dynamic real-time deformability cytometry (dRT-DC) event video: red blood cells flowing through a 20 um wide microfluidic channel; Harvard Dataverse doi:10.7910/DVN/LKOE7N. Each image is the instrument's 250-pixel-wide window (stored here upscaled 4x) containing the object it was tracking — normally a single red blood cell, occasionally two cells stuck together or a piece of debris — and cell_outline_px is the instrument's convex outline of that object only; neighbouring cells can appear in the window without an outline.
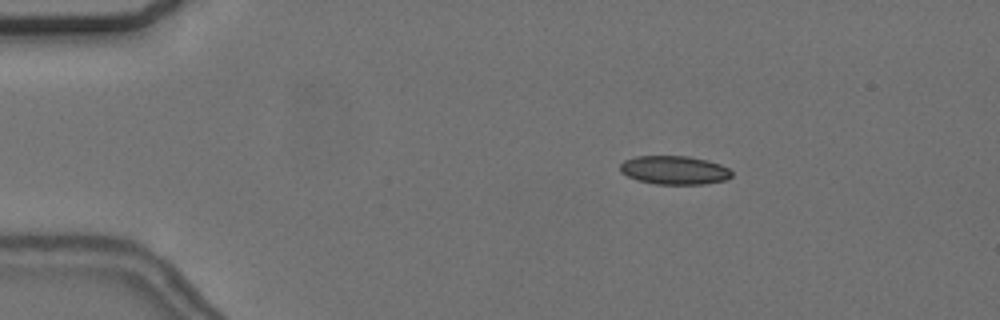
{"species": "common noctule bat (a hibernating species)", "species_latin": "Nyctalus noctula", "temperature_condition": "cold", "stored_images_in_passage": 56, "camera_frame_rate_fps": 3000, "um_per_image_px": 0.085, "animal": {"sex": "female", "body_mass_g": 24.6, "forearm_length_mm": 56.2}, "frame": {"image": 1, "passage_image": 10, "time_ms": 3.0, "image_size_px": [1000, 320], "cell_outline_px": [[732, 176], [728, 180], [704, 184], [656, 184], [636, 180], [620, 172], [620, 164], [624, 160], [636, 156], [688, 156], [708, 160], [720, 164], [728, 168], [732, 172]], "centroid_in_image_um": [57.33, 14.46], "position_along_channel_um": 27.7, "area_um2": 18.79}}
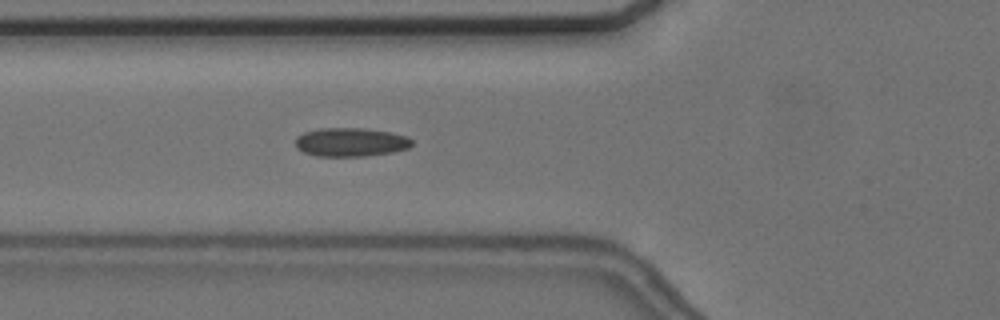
{"frame": {"image": 2, "passage_image": 21, "time_ms": 6.667, "image_size_px": [1000, 320], "cell_outline_px": [[412, 144], [408, 148], [392, 152], [364, 156], [316, 156], [304, 152], [296, 148], [296, 136], [304, 132], [320, 128], [364, 128], [388, 132], [408, 136], [412, 140]], "centroid_in_image_um": [29.79, 12.08], "position_along_channel_um": 96.0, "area_um2": 19.48}}
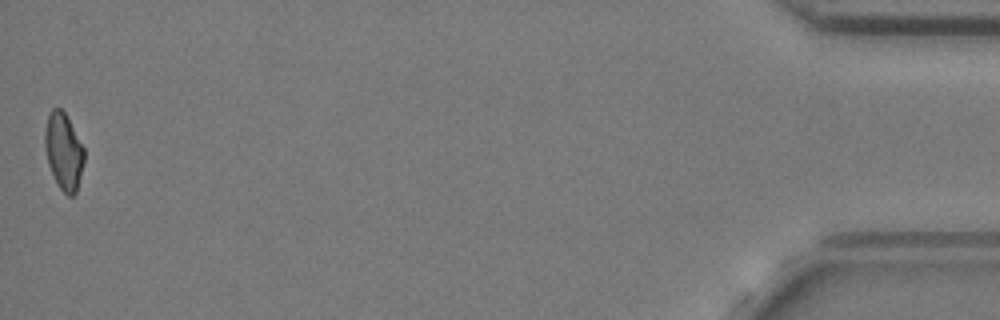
{"frame": {"image": 3, "passage_image": 56, "time_ms": 18.333, "image_size_px": [1000, 320], "cell_outline_px": [[84, 164], [76, 192], [72, 196], [68, 196], [60, 188], [48, 164], [44, 148], [44, 132], [48, 112], [52, 108], [60, 108], [64, 112], [84, 148]], "centroid_in_image_um": [5.39, 12.85], "position_along_channel_um": 429.8, "area_um2": 17.51}, "authors_computed_cell_mechanics": {"area_um2": 18.3226, "velocity_mm_per_s": 3.6678, "shape_relaxation_time_tau1_ms": null, "shape_relaxation_time_tau2_ms": 4.2142, "deformation_change_tau1": null, "deformation_change_tau2": 0.0977}}